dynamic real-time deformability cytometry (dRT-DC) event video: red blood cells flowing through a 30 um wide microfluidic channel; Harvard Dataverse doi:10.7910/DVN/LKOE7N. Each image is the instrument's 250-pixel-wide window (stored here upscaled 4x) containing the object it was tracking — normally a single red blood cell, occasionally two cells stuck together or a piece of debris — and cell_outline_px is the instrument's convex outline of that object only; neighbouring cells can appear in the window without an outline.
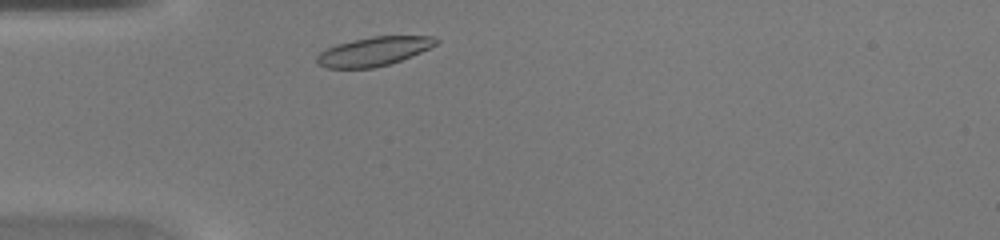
{"species": "common noctule bat (a hibernating species)", "species_latin": "Nyctalus noctula", "temperature_condition": "warm", "stored_images_in_passage": 28, "camera_frame_rate_fps": 3000, "um_per_image_px": 0.085, "animal": {"sex": "female", "body_mass_g": 20.0, "forearm_length_mm": 54.0}, "frame": {"image": 1, "passage_image": 2, "time_ms": 0.333, "image_size_px": [1000, 240], "cell_outline_px": [[440, 40], [436, 44], [420, 52], [400, 60], [388, 64], [372, 68], [328, 68], [320, 64], [316, 60], [316, 56], [320, 52], [336, 44], [352, 40], [372, 36], [432, 36]], "centroid_in_image_um": [31.75, 4.36], "position_along_channel_um": 53.2, "area_um2": 19.83}}
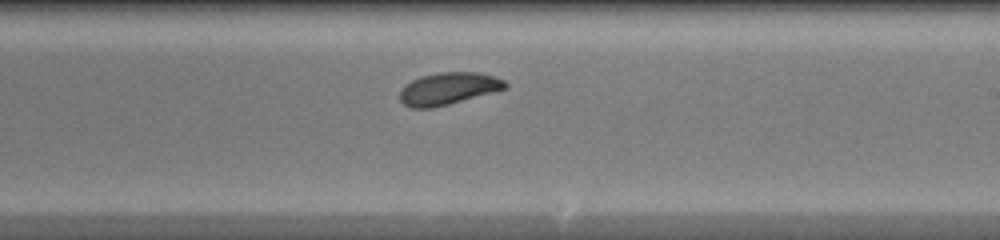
{"frame": {"image": 2, "passage_image": 16, "time_ms": 5.0, "image_size_px": [1000, 240], "cell_outline_px": [[508, 88], [448, 104], [432, 108], [412, 108], [404, 104], [400, 100], [400, 88], [404, 84], [420, 76], [440, 72], [480, 72], [504, 80], [508, 84]], "centroid_in_image_um": [38.08, 7.52], "position_along_channel_um": 250.9, "area_um2": 19.77}}
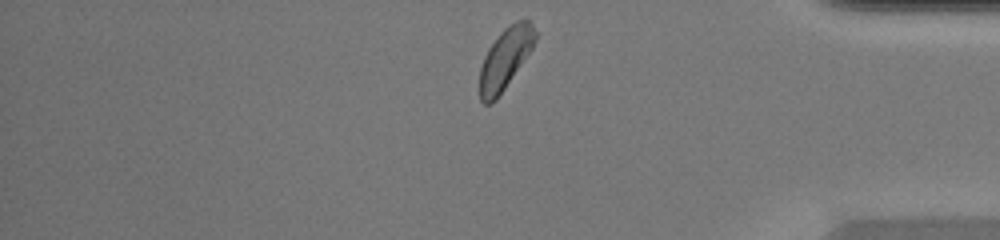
{"frame": {"image": 3, "passage_image": 27, "time_ms": 8.667, "image_size_px": [1000, 240], "cell_outline_px": [[536, 40], [532, 48], [496, 100], [492, 104], [484, 104], [480, 100], [480, 68], [484, 56], [488, 48], [500, 32], [504, 28], [516, 20], [528, 20], [532, 24], [536, 32]], "centroid_in_image_um": [42.93, 4.98], "position_along_channel_um": 392.3, "area_um2": 19.54}}